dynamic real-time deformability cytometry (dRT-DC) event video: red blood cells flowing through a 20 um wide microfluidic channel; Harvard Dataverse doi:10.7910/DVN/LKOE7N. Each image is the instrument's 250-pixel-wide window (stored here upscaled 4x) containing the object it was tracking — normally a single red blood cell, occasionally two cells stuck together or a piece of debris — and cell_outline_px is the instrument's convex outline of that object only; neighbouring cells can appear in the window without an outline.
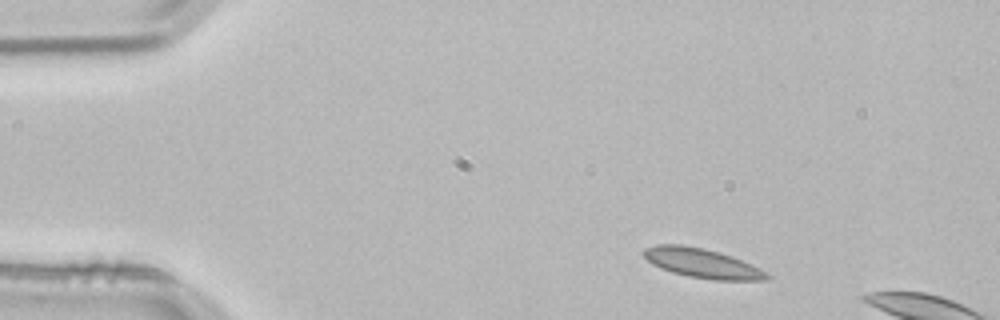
{"species": "common noctule bat (a hibernating species)", "species_latin": "Nyctalus noctula", "temperature_condition": "room temperature", "stored_images_in_passage": 2, "camera_frame_rate_fps": 3000, "um_per_image_px": 0.085, "animal": {"sex": "male", "body_mass_g": 21.5, "forearm_length_mm": 52.0}, "frame": {"image": 1, "passage_image": 1, "time_ms": 0.0, "image_size_px": [1000, 320], "cell_outline_px": [[772, 276], [768, 280], [716, 280], [688, 276], [672, 272], [660, 268], [652, 264], [644, 256], [644, 248], [656, 244], [680, 244], [704, 248], [720, 252], [760, 268], [768, 272]], "centroid_in_image_um": [59.69, 22.37], "position_along_channel_um": 25.3, "area_um2": 21.1}}